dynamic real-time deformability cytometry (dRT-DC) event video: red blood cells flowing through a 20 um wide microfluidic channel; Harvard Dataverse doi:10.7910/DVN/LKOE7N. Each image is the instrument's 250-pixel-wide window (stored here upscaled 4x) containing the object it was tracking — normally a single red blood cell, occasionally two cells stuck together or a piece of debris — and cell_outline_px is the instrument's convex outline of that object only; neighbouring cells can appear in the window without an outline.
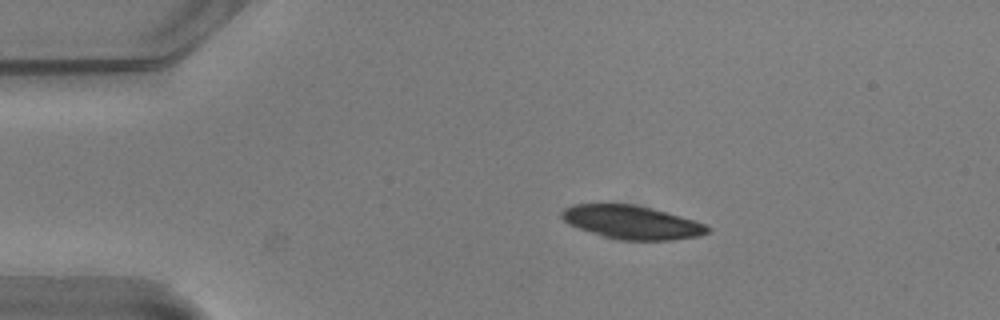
{"species": "common noctule bat (a hibernating species)", "species_latin": "Nyctalus noctula", "temperature_condition": "warm", "stored_images_in_passage": 44, "camera_frame_rate_fps": 3000, "um_per_image_px": 0.085, "animal": {"sex": "male", "body_mass_g": 20.5, "forearm_length_mm": 52.5}, "frame": {"image": 1, "passage_image": 1, "time_ms": 0.0, "image_size_px": [1000, 320], "cell_outline_px": [[712, 228], [708, 232], [700, 236], [672, 240], [616, 240], [580, 228], [564, 220], [560, 216], [560, 212], [564, 208], [572, 204], [632, 204], [652, 208], [696, 220]], "centroid_in_image_um": [53.74, 18.89], "position_along_channel_um": 31.3, "area_um2": 28.38}}